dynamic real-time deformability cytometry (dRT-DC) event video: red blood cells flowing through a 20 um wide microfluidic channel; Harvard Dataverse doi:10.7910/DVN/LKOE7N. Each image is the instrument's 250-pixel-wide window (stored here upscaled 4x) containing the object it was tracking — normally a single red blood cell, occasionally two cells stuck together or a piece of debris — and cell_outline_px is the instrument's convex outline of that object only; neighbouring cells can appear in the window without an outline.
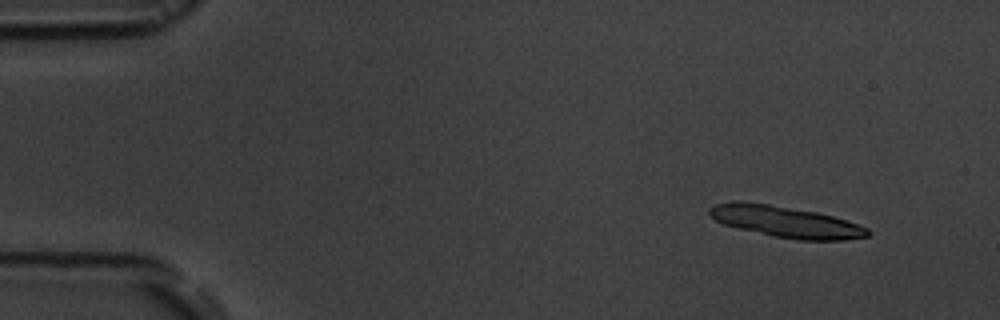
{"species": "common noctule bat (a hibernating species)", "species_latin": "Nyctalus noctula", "temperature_condition": "room temperature", "stored_images_in_passage": 5, "camera_frame_rate_fps": 3000, "um_per_image_px": 0.085, "animal": {"sex": "male", "body_mass_g": 19.5, "forearm_length_mm": 54.6}, "frame": {"image": 1, "passage_image": 1, "time_ms": 0.0, "image_size_px": [1000, 320], "cell_outline_px": [[872, 232], [868, 236], [844, 240], [796, 240], [772, 236], [724, 224], [716, 220], [708, 212], [708, 208], [716, 204], [732, 200], [740, 200], [768, 204], [816, 212], [832, 216], [868, 228]], "centroid_in_image_um": [66.77, 18.84], "position_along_channel_um": 18.2, "area_um2": 28.67}}
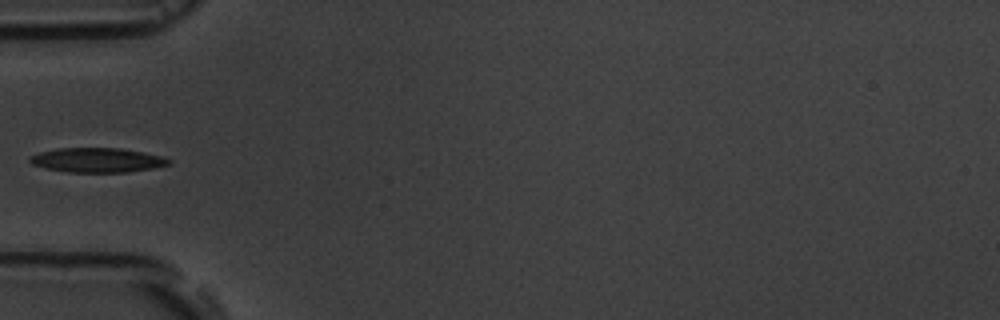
{"frame": {"image": 2, "passage_image": 5, "time_ms": 4.667, "image_size_px": [1000, 320], "cell_outline_px": [[172, 164], [152, 168], [128, 172], [68, 172], [44, 168], [32, 164], [28, 160], [28, 156], [40, 152], [56, 148], [120, 148], [144, 152], [164, 156], [172, 160]], "centroid_in_image_um": [8.28, 13.6], "position_along_channel_um": 76.7, "area_um2": 20.06}}